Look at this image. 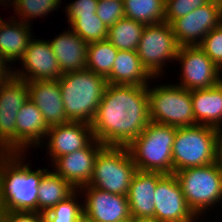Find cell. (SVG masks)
Instances as JSON below:
<instances>
[{
  "label": "cell",
  "mask_w": 222,
  "mask_h": 222,
  "mask_svg": "<svg viewBox=\"0 0 222 222\" xmlns=\"http://www.w3.org/2000/svg\"><path fill=\"white\" fill-rule=\"evenodd\" d=\"M0 222H45V215L40 212H0Z\"/></svg>",
  "instance_id": "d590c367"
},
{
  "label": "cell",
  "mask_w": 222,
  "mask_h": 222,
  "mask_svg": "<svg viewBox=\"0 0 222 222\" xmlns=\"http://www.w3.org/2000/svg\"><path fill=\"white\" fill-rule=\"evenodd\" d=\"M180 47L171 25L161 22L145 25L137 54L142 66L155 79L163 75L165 61L167 65L168 60H176Z\"/></svg>",
  "instance_id": "9c48e42d"
},
{
  "label": "cell",
  "mask_w": 222,
  "mask_h": 222,
  "mask_svg": "<svg viewBox=\"0 0 222 222\" xmlns=\"http://www.w3.org/2000/svg\"><path fill=\"white\" fill-rule=\"evenodd\" d=\"M83 216L94 222H126L130 220L129 203L126 195L102 191L90 185L79 189L83 195ZM86 192V193H85Z\"/></svg>",
  "instance_id": "5bb4252c"
},
{
  "label": "cell",
  "mask_w": 222,
  "mask_h": 222,
  "mask_svg": "<svg viewBox=\"0 0 222 222\" xmlns=\"http://www.w3.org/2000/svg\"><path fill=\"white\" fill-rule=\"evenodd\" d=\"M98 0H75L66 6L68 24H71L79 16L94 15L96 13Z\"/></svg>",
  "instance_id": "e575fe53"
},
{
  "label": "cell",
  "mask_w": 222,
  "mask_h": 222,
  "mask_svg": "<svg viewBox=\"0 0 222 222\" xmlns=\"http://www.w3.org/2000/svg\"><path fill=\"white\" fill-rule=\"evenodd\" d=\"M154 197V219L158 222H191L199 219L188 206L174 173L165 174L158 181Z\"/></svg>",
  "instance_id": "4fadbf2b"
},
{
  "label": "cell",
  "mask_w": 222,
  "mask_h": 222,
  "mask_svg": "<svg viewBox=\"0 0 222 222\" xmlns=\"http://www.w3.org/2000/svg\"><path fill=\"white\" fill-rule=\"evenodd\" d=\"M18 62L23 65V70L13 71V76L25 81L58 80L62 75L48 40L32 38Z\"/></svg>",
  "instance_id": "9a60e30c"
},
{
  "label": "cell",
  "mask_w": 222,
  "mask_h": 222,
  "mask_svg": "<svg viewBox=\"0 0 222 222\" xmlns=\"http://www.w3.org/2000/svg\"><path fill=\"white\" fill-rule=\"evenodd\" d=\"M125 17L144 25L165 22V0H123Z\"/></svg>",
  "instance_id": "4316f807"
},
{
  "label": "cell",
  "mask_w": 222,
  "mask_h": 222,
  "mask_svg": "<svg viewBox=\"0 0 222 222\" xmlns=\"http://www.w3.org/2000/svg\"><path fill=\"white\" fill-rule=\"evenodd\" d=\"M29 98L42 112L49 127L69 122L66 118L59 80L27 81Z\"/></svg>",
  "instance_id": "ac0fdd59"
},
{
  "label": "cell",
  "mask_w": 222,
  "mask_h": 222,
  "mask_svg": "<svg viewBox=\"0 0 222 222\" xmlns=\"http://www.w3.org/2000/svg\"><path fill=\"white\" fill-rule=\"evenodd\" d=\"M137 171L127 147L104 146L97 154L88 185L118 195H127Z\"/></svg>",
  "instance_id": "ba28073f"
},
{
  "label": "cell",
  "mask_w": 222,
  "mask_h": 222,
  "mask_svg": "<svg viewBox=\"0 0 222 222\" xmlns=\"http://www.w3.org/2000/svg\"><path fill=\"white\" fill-rule=\"evenodd\" d=\"M60 3L61 0H14L12 6L18 14L17 16H20L17 17L18 21L20 19L21 22L30 25V19L46 16L56 8L58 9Z\"/></svg>",
  "instance_id": "f546056e"
},
{
  "label": "cell",
  "mask_w": 222,
  "mask_h": 222,
  "mask_svg": "<svg viewBox=\"0 0 222 222\" xmlns=\"http://www.w3.org/2000/svg\"><path fill=\"white\" fill-rule=\"evenodd\" d=\"M80 192L76 190L66 200L59 202L55 207L47 211L45 215V222H79L83 216V207L77 199L76 195Z\"/></svg>",
  "instance_id": "4dcf8cb0"
},
{
  "label": "cell",
  "mask_w": 222,
  "mask_h": 222,
  "mask_svg": "<svg viewBox=\"0 0 222 222\" xmlns=\"http://www.w3.org/2000/svg\"><path fill=\"white\" fill-rule=\"evenodd\" d=\"M222 23V0H211L170 25L180 46L199 45L204 36Z\"/></svg>",
  "instance_id": "7c38bea8"
},
{
  "label": "cell",
  "mask_w": 222,
  "mask_h": 222,
  "mask_svg": "<svg viewBox=\"0 0 222 222\" xmlns=\"http://www.w3.org/2000/svg\"><path fill=\"white\" fill-rule=\"evenodd\" d=\"M69 26L70 30L87 43L102 41L107 39L108 36L109 28L96 13L94 15L79 16Z\"/></svg>",
  "instance_id": "f1b7e54d"
},
{
  "label": "cell",
  "mask_w": 222,
  "mask_h": 222,
  "mask_svg": "<svg viewBox=\"0 0 222 222\" xmlns=\"http://www.w3.org/2000/svg\"><path fill=\"white\" fill-rule=\"evenodd\" d=\"M9 21L0 19V56L10 64L23 57L32 35L31 25L17 22L14 16Z\"/></svg>",
  "instance_id": "603a6c76"
},
{
  "label": "cell",
  "mask_w": 222,
  "mask_h": 222,
  "mask_svg": "<svg viewBox=\"0 0 222 222\" xmlns=\"http://www.w3.org/2000/svg\"><path fill=\"white\" fill-rule=\"evenodd\" d=\"M196 124L222 131V80L207 89L191 90Z\"/></svg>",
  "instance_id": "7402d4cb"
},
{
  "label": "cell",
  "mask_w": 222,
  "mask_h": 222,
  "mask_svg": "<svg viewBox=\"0 0 222 222\" xmlns=\"http://www.w3.org/2000/svg\"><path fill=\"white\" fill-rule=\"evenodd\" d=\"M49 128L42 112L28 98L16 118V153L24 154V149L31 145L38 147L43 142L40 140L46 139Z\"/></svg>",
  "instance_id": "d6986e66"
},
{
  "label": "cell",
  "mask_w": 222,
  "mask_h": 222,
  "mask_svg": "<svg viewBox=\"0 0 222 222\" xmlns=\"http://www.w3.org/2000/svg\"><path fill=\"white\" fill-rule=\"evenodd\" d=\"M153 78L142 66L137 51L118 50L111 73L106 78L113 85H148ZM149 79V80H148Z\"/></svg>",
  "instance_id": "cb8c5ba5"
},
{
  "label": "cell",
  "mask_w": 222,
  "mask_h": 222,
  "mask_svg": "<svg viewBox=\"0 0 222 222\" xmlns=\"http://www.w3.org/2000/svg\"><path fill=\"white\" fill-rule=\"evenodd\" d=\"M165 174L137 170L129 186L127 199L131 217L154 218V193Z\"/></svg>",
  "instance_id": "ffe728a7"
},
{
  "label": "cell",
  "mask_w": 222,
  "mask_h": 222,
  "mask_svg": "<svg viewBox=\"0 0 222 222\" xmlns=\"http://www.w3.org/2000/svg\"><path fill=\"white\" fill-rule=\"evenodd\" d=\"M7 1H8V3L11 1L12 5H13V3H14V0H0V3L3 4L4 2H6V3L4 4V5H6V4H8ZM2 2H3V3H2Z\"/></svg>",
  "instance_id": "60d3db41"
},
{
  "label": "cell",
  "mask_w": 222,
  "mask_h": 222,
  "mask_svg": "<svg viewBox=\"0 0 222 222\" xmlns=\"http://www.w3.org/2000/svg\"><path fill=\"white\" fill-rule=\"evenodd\" d=\"M97 16L109 28L125 17L123 0H98Z\"/></svg>",
  "instance_id": "836d02e7"
},
{
  "label": "cell",
  "mask_w": 222,
  "mask_h": 222,
  "mask_svg": "<svg viewBox=\"0 0 222 222\" xmlns=\"http://www.w3.org/2000/svg\"><path fill=\"white\" fill-rule=\"evenodd\" d=\"M176 61L181 64V82L178 86L189 91L217 85L222 71L198 46H181Z\"/></svg>",
  "instance_id": "8fae6325"
},
{
  "label": "cell",
  "mask_w": 222,
  "mask_h": 222,
  "mask_svg": "<svg viewBox=\"0 0 222 222\" xmlns=\"http://www.w3.org/2000/svg\"><path fill=\"white\" fill-rule=\"evenodd\" d=\"M176 84L147 85L150 121L176 128L195 126L191 91Z\"/></svg>",
  "instance_id": "52a82bcc"
},
{
  "label": "cell",
  "mask_w": 222,
  "mask_h": 222,
  "mask_svg": "<svg viewBox=\"0 0 222 222\" xmlns=\"http://www.w3.org/2000/svg\"><path fill=\"white\" fill-rule=\"evenodd\" d=\"M176 127L150 121L128 146L136 169L173 174L172 149Z\"/></svg>",
  "instance_id": "277c9868"
},
{
  "label": "cell",
  "mask_w": 222,
  "mask_h": 222,
  "mask_svg": "<svg viewBox=\"0 0 222 222\" xmlns=\"http://www.w3.org/2000/svg\"><path fill=\"white\" fill-rule=\"evenodd\" d=\"M46 138L52 163L63 155L85 148L94 139L91 124L72 121L51 126Z\"/></svg>",
  "instance_id": "e0dca14e"
},
{
  "label": "cell",
  "mask_w": 222,
  "mask_h": 222,
  "mask_svg": "<svg viewBox=\"0 0 222 222\" xmlns=\"http://www.w3.org/2000/svg\"><path fill=\"white\" fill-rule=\"evenodd\" d=\"M76 189L54 171H47L38 188V212L45 214L59 202L66 200Z\"/></svg>",
  "instance_id": "d4e9b609"
},
{
  "label": "cell",
  "mask_w": 222,
  "mask_h": 222,
  "mask_svg": "<svg viewBox=\"0 0 222 222\" xmlns=\"http://www.w3.org/2000/svg\"><path fill=\"white\" fill-rule=\"evenodd\" d=\"M58 80L67 120L91 124L108 84L106 78L85 68L64 73Z\"/></svg>",
  "instance_id": "3957f363"
},
{
  "label": "cell",
  "mask_w": 222,
  "mask_h": 222,
  "mask_svg": "<svg viewBox=\"0 0 222 222\" xmlns=\"http://www.w3.org/2000/svg\"><path fill=\"white\" fill-rule=\"evenodd\" d=\"M130 222H158L154 218L131 217Z\"/></svg>",
  "instance_id": "f35d334b"
},
{
  "label": "cell",
  "mask_w": 222,
  "mask_h": 222,
  "mask_svg": "<svg viewBox=\"0 0 222 222\" xmlns=\"http://www.w3.org/2000/svg\"><path fill=\"white\" fill-rule=\"evenodd\" d=\"M220 132L199 124L176 128L172 149L173 173L217 162Z\"/></svg>",
  "instance_id": "5b68a950"
},
{
  "label": "cell",
  "mask_w": 222,
  "mask_h": 222,
  "mask_svg": "<svg viewBox=\"0 0 222 222\" xmlns=\"http://www.w3.org/2000/svg\"><path fill=\"white\" fill-rule=\"evenodd\" d=\"M104 146L94 138L85 148L63 155L51 163L55 167L54 172L76 190L88 185L93 174L95 158Z\"/></svg>",
  "instance_id": "2e32d148"
},
{
  "label": "cell",
  "mask_w": 222,
  "mask_h": 222,
  "mask_svg": "<svg viewBox=\"0 0 222 222\" xmlns=\"http://www.w3.org/2000/svg\"><path fill=\"white\" fill-rule=\"evenodd\" d=\"M118 49L108 40L88 43L86 68L107 78L117 56Z\"/></svg>",
  "instance_id": "83f0119b"
},
{
  "label": "cell",
  "mask_w": 222,
  "mask_h": 222,
  "mask_svg": "<svg viewBox=\"0 0 222 222\" xmlns=\"http://www.w3.org/2000/svg\"><path fill=\"white\" fill-rule=\"evenodd\" d=\"M60 33L54 39L48 40L62 74L76 72L86 68L88 43L72 30Z\"/></svg>",
  "instance_id": "44dd1931"
},
{
  "label": "cell",
  "mask_w": 222,
  "mask_h": 222,
  "mask_svg": "<svg viewBox=\"0 0 222 222\" xmlns=\"http://www.w3.org/2000/svg\"><path fill=\"white\" fill-rule=\"evenodd\" d=\"M194 214L199 217L222 200V169L217 162L174 172ZM209 207V208H208Z\"/></svg>",
  "instance_id": "8992f818"
},
{
  "label": "cell",
  "mask_w": 222,
  "mask_h": 222,
  "mask_svg": "<svg viewBox=\"0 0 222 222\" xmlns=\"http://www.w3.org/2000/svg\"><path fill=\"white\" fill-rule=\"evenodd\" d=\"M217 161L222 169V131L220 132L218 138V153H217Z\"/></svg>",
  "instance_id": "74e56055"
},
{
  "label": "cell",
  "mask_w": 222,
  "mask_h": 222,
  "mask_svg": "<svg viewBox=\"0 0 222 222\" xmlns=\"http://www.w3.org/2000/svg\"><path fill=\"white\" fill-rule=\"evenodd\" d=\"M9 66L10 65L7 64V62L0 56V86L4 84L11 76H13V71L11 70L12 68Z\"/></svg>",
  "instance_id": "8d00e7d4"
},
{
  "label": "cell",
  "mask_w": 222,
  "mask_h": 222,
  "mask_svg": "<svg viewBox=\"0 0 222 222\" xmlns=\"http://www.w3.org/2000/svg\"><path fill=\"white\" fill-rule=\"evenodd\" d=\"M144 28V24L124 17L109 27L107 39L118 50L137 51Z\"/></svg>",
  "instance_id": "484cf974"
},
{
  "label": "cell",
  "mask_w": 222,
  "mask_h": 222,
  "mask_svg": "<svg viewBox=\"0 0 222 222\" xmlns=\"http://www.w3.org/2000/svg\"><path fill=\"white\" fill-rule=\"evenodd\" d=\"M210 1L211 0H166L165 22L171 24L175 19L182 18Z\"/></svg>",
  "instance_id": "d6a6232c"
},
{
  "label": "cell",
  "mask_w": 222,
  "mask_h": 222,
  "mask_svg": "<svg viewBox=\"0 0 222 222\" xmlns=\"http://www.w3.org/2000/svg\"><path fill=\"white\" fill-rule=\"evenodd\" d=\"M79 222H94V221H91L89 220L88 218H86L85 216H82L79 220Z\"/></svg>",
  "instance_id": "ab89813d"
},
{
  "label": "cell",
  "mask_w": 222,
  "mask_h": 222,
  "mask_svg": "<svg viewBox=\"0 0 222 222\" xmlns=\"http://www.w3.org/2000/svg\"><path fill=\"white\" fill-rule=\"evenodd\" d=\"M149 123L147 85L107 84L91 128L105 146L127 147Z\"/></svg>",
  "instance_id": "6da1fadb"
},
{
  "label": "cell",
  "mask_w": 222,
  "mask_h": 222,
  "mask_svg": "<svg viewBox=\"0 0 222 222\" xmlns=\"http://www.w3.org/2000/svg\"><path fill=\"white\" fill-rule=\"evenodd\" d=\"M28 98L25 80L11 76L0 86V153H16V118Z\"/></svg>",
  "instance_id": "30bf717a"
},
{
  "label": "cell",
  "mask_w": 222,
  "mask_h": 222,
  "mask_svg": "<svg viewBox=\"0 0 222 222\" xmlns=\"http://www.w3.org/2000/svg\"><path fill=\"white\" fill-rule=\"evenodd\" d=\"M23 155L0 153V212H38V188L48 169L31 170Z\"/></svg>",
  "instance_id": "7a4b0ae2"
},
{
  "label": "cell",
  "mask_w": 222,
  "mask_h": 222,
  "mask_svg": "<svg viewBox=\"0 0 222 222\" xmlns=\"http://www.w3.org/2000/svg\"><path fill=\"white\" fill-rule=\"evenodd\" d=\"M198 46L222 71V23L208 32Z\"/></svg>",
  "instance_id": "1f68e13d"
}]
</instances>
